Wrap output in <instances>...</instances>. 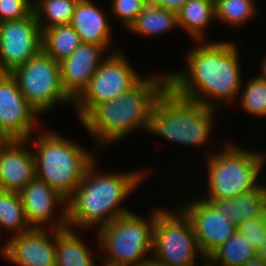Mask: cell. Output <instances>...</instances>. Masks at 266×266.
<instances>
[{"label": "cell", "instance_id": "obj_29", "mask_svg": "<svg viewBox=\"0 0 266 266\" xmlns=\"http://www.w3.org/2000/svg\"><path fill=\"white\" fill-rule=\"evenodd\" d=\"M110 15L122 23L126 30L136 20L137 15L148 4L147 0H111Z\"/></svg>", "mask_w": 266, "mask_h": 266}, {"label": "cell", "instance_id": "obj_32", "mask_svg": "<svg viewBox=\"0 0 266 266\" xmlns=\"http://www.w3.org/2000/svg\"><path fill=\"white\" fill-rule=\"evenodd\" d=\"M147 1L152 5L165 8L167 10H171L177 13L187 0H147Z\"/></svg>", "mask_w": 266, "mask_h": 266}, {"label": "cell", "instance_id": "obj_18", "mask_svg": "<svg viewBox=\"0 0 266 266\" xmlns=\"http://www.w3.org/2000/svg\"><path fill=\"white\" fill-rule=\"evenodd\" d=\"M107 14L92 0H78L70 25L82 43L97 45L108 51L113 29Z\"/></svg>", "mask_w": 266, "mask_h": 266}, {"label": "cell", "instance_id": "obj_14", "mask_svg": "<svg viewBox=\"0 0 266 266\" xmlns=\"http://www.w3.org/2000/svg\"><path fill=\"white\" fill-rule=\"evenodd\" d=\"M19 195L31 228L45 229L49 227L51 230L67 227V200L44 180L35 176L19 192ZM57 208L58 212H56Z\"/></svg>", "mask_w": 266, "mask_h": 266}, {"label": "cell", "instance_id": "obj_1", "mask_svg": "<svg viewBox=\"0 0 266 266\" xmlns=\"http://www.w3.org/2000/svg\"><path fill=\"white\" fill-rule=\"evenodd\" d=\"M194 44L184 54L186 69L167 73L168 87L179 97L216 109L221 110L222 104H234L245 80L241 77L237 44L230 40Z\"/></svg>", "mask_w": 266, "mask_h": 266}, {"label": "cell", "instance_id": "obj_31", "mask_svg": "<svg viewBox=\"0 0 266 266\" xmlns=\"http://www.w3.org/2000/svg\"><path fill=\"white\" fill-rule=\"evenodd\" d=\"M32 13V0H0V23L20 20Z\"/></svg>", "mask_w": 266, "mask_h": 266}, {"label": "cell", "instance_id": "obj_10", "mask_svg": "<svg viewBox=\"0 0 266 266\" xmlns=\"http://www.w3.org/2000/svg\"><path fill=\"white\" fill-rule=\"evenodd\" d=\"M122 51L114 50L98 66L87 87L73 101L81 121L96 105L115 99L134 88L143 78Z\"/></svg>", "mask_w": 266, "mask_h": 266}, {"label": "cell", "instance_id": "obj_30", "mask_svg": "<svg viewBox=\"0 0 266 266\" xmlns=\"http://www.w3.org/2000/svg\"><path fill=\"white\" fill-rule=\"evenodd\" d=\"M237 231L259 252L266 238V215L241 222L237 226Z\"/></svg>", "mask_w": 266, "mask_h": 266}, {"label": "cell", "instance_id": "obj_28", "mask_svg": "<svg viewBox=\"0 0 266 266\" xmlns=\"http://www.w3.org/2000/svg\"><path fill=\"white\" fill-rule=\"evenodd\" d=\"M240 91L237 100H240L239 105L243 108L242 110L253 117L266 118V81L255 75L244 87L241 86Z\"/></svg>", "mask_w": 266, "mask_h": 266}, {"label": "cell", "instance_id": "obj_3", "mask_svg": "<svg viewBox=\"0 0 266 266\" xmlns=\"http://www.w3.org/2000/svg\"><path fill=\"white\" fill-rule=\"evenodd\" d=\"M96 160L88 167L72 196L67 200V226L80 230L101 228L130 213L121 204L147 178L145 170L96 173Z\"/></svg>", "mask_w": 266, "mask_h": 266}, {"label": "cell", "instance_id": "obj_34", "mask_svg": "<svg viewBox=\"0 0 266 266\" xmlns=\"http://www.w3.org/2000/svg\"><path fill=\"white\" fill-rule=\"evenodd\" d=\"M260 62H262V63H260V65H259L260 68H258V69H260V70H259L260 72H258V73H260V74H257V75H258L260 78H262V79H264V80L266 81V56H265V58H263V60L260 61Z\"/></svg>", "mask_w": 266, "mask_h": 266}, {"label": "cell", "instance_id": "obj_23", "mask_svg": "<svg viewBox=\"0 0 266 266\" xmlns=\"http://www.w3.org/2000/svg\"><path fill=\"white\" fill-rule=\"evenodd\" d=\"M258 252L236 231L206 258L207 266H243Z\"/></svg>", "mask_w": 266, "mask_h": 266}, {"label": "cell", "instance_id": "obj_6", "mask_svg": "<svg viewBox=\"0 0 266 266\" xmlns=\"http://www.w3.org/2000/svg\"><path fill=\"white\" fill-rule=\"evenodd\" d=\"M225 146L218 152H207L205 190L208 192L203 196L205 200L233 199L242 192L257 188L266 175L262 169L266 154L262 151L247 150L230 142Z\"/></svg>", "mask_w": 266, "mask_h": 266}, {"label": "cell", "instance_id": "obj_26", "mask_svg": "<svg viewBox=\"0 0 266 266\" xmlns=\"http://www.w3.org/2000/svg\"><path fill=\"white\" fill-rule=\"evenodd\" d=\"M11 231L16 236L32 228L27 222L18 192L0 190V230Z\"/></svg>", "mask_w": 266, "mask_h": 266}, {"label": "cell", "instance_id": "obj_17", "mask_svg": "<svg viewBox=\"0 0 266 266\" xmlns=\"http://www.w3.org/2000/svg\"><path fill=\"white\" fill-rule=\"evenodd\" d=\"M105 52L103 47L81 43L69 57L59 62L62 87L73 101L87 87L98 66L106 58L103 55Z\"/></svg>", "mask_w": 266, "mask_h": 266}, {"label": "cell", "instance_id": "obj_15", "mask_svg": "<svg viewBox=\"0 0 266 266\" xmlns=\"http://www.w3.org/2000/svg\"><path fill=\"white\" fill-rule=\"evenodd\" d=\"M49 232L46 228H32L28 232L10 236L6 243L1 244L0 254L12 265L56 266V229Z\"/></svg>", "mask_w": 266, "mask_h": 266}, {"label": "cell", "instance_id": "obj_22", "mask_svg": "<svg viewBox=\"0 0 266 266\" xmlns=\"http://www.w3.org/2000/svg\"><path fill=\"white\" fill-rule=\"evenodd\" d=\"M176 28H179L176 12L148 3L127 30L151 39Z\"/></svg>", "mask_w": 266, "mask_h": 266}, {"label": "cell", "instance_id": "obj_25", "mask_svg": "<svg viewBox=\"0 0 266 266\" xmlns=\"http://www.w3.org/2000/svg\"><path fill=\"white\" fill-rule=\"evenodd\" d=\"M78 0H32L33 12L41 31L70 24Z\"/></svg>", "mask_w": 266, "mask_h": 266}, {"label": "cell", "instance_id": "obj_24", "mask_svg": "<svg viewBox=\"0 0 266 266\" xmlns=\"http://www.w3.org/2000/svg\"><path fill=\"white\" fill-rule=\"evenodd\" d=\"M81 43L79 35L70 24L42 31V50L57 62L69 57Z\"/></svg>", "mask_w": 266, "mask_h": 266}, {"label": "cell", "instance_id": "obj_35", "mask_svg": "<svg viewBox=\"0 0 266 266\" xmlns=\"http://www.w3.org/2000/svg\"><path fill=\"white\" fill-rule=\"evenodd\" d=\"M143 266H166L163 265L161 263L156 262L155 260H153L152 258L150 260H148Z\"/></svg>", "mask_w": 266, "mask_h": 266}, {"label": "cell", "instance_id": "obj_7", "mask_svg": "<svg viewBox=\"0 0 266 266\" xmlns=\"http://www.w3.org/2000/svg\"><path fill=\"white\" fill-rule=\"evenodd\" d=\"M160 209L151 208L147 219L130 212L98 228L97 248L104 254L97 256V261L106 266H143L152 258L153 231Z\"/></svg>", "mask_w": 266, "mask_h": 266}, {"label": "cell", "instance_id": "obj_33", "mask_svg": "<svg viewBox=\"0 0 266 266\" xmlns=\"http://www.w3.org/2000/svg\"><path fill=\"white\" fill-rule=\"evenodd\" d=\"M243 266H266V258L256 255L249 262L245 263Z\"/></svg>", "mask_w": 266, "mask_h": 266}, {"label": "cell", "instance_id": "obj_8", "mask_svg": "<svg viewBox=\"0 0 266 266\" xmlns=\"http://www.w3.org/2000/svg\"><path fill=\"white\" fill-rule=\"evenodd\" d=\"M166 208L156 213L153 231L152 259L166 266H199L198 255L203 257L197 245L192 224L178 207ZM197 264V265H196Z\"/></svg>", "mask_w": 266, "mask_h": 266}, {"label": "cell", "instance_id": "obj_11", "mask_svg": "<svg viewBox=\"0 0 266 266\" xmlns=\"http://www.w3.org/2000/svg\"><path fill=\"white\" fill-rule=\"evenodd\" d=\"M39 117L21 93L15 78L9 72H0V138L28 140L36 133Z\"/></svg>", "mask_w": 266, "mask_h": 266}, {"label": "cell", "instance_id": "obj_13", "mask_svg": "<svg viewBox=\"0 0 266 266\" xmlns=\"http://www.w3.org/2000/svg\"><path fill=\"white\" fill-rule=\"evenodd\" d=\"M195 198L178 207L190 220L199 250L206 259L237 231V226L221 215L211 202L201 196Z\"/></svg>", "mask_w": 266, "mask_h": 266}, {"label": "cell", "instance_id": "obj_4", "mask_svg": "<svg viewBox=\"0 0 266 266\" xmlns=\"http://www.w3.org/2000/svg\"><path fill=\"white\" fill-rule=\"evenodd\" d=\"M36 133L28 139L35 160V176L68 200L95 161V155L52 130L42 128Z\"/></svg>", "mask_w": 266, "mask_h": 266}, {"label": "cell", "instance_id": "obj_21", "mask_svg": "<svg viewBox=\"0 0 266 266\" xmlns=\"http://www.w3.org/2000/svg\"><path fill=\"white\" fill-rule=\"evenodd\" d=\"M74 230L68 226L56 229V266H98L93 252Z\"/></svg>", "mask_w": 266, "mask_h": 266}, {"label": "cell", "instance_id": "obj_19", "mask_svg": "<svg viewBox=\"0 0 266 266\" xmlns=\"http://www.w3.org/2000/svg\"><path fill=\"white\" fill-rule=\"evenodd\" d=\"M221 215L238 226L245 220L257 219L266 215V184L242 192L233 199L207 200Z\"/></svg>", "mask_w": 266, "mask_h": 266}, {"label": "cell", "instance_id": "obj_27", "mask_svg": "<svg viewBox=\"0 0 266 266\" xmlns=\"http://www.w3.org/2000/svg\"><path fill=\"white\" fill-rule=\"evenodd\" d=\"M254 0H215L216 19L229 27H241L258 12Z\"/></svg>", "mask_w": 266, "mask_h": 266}, {"label": "cell", "instance_id": "obj_16", "mask_svg": "<svg viewBox=\"0 0 266 266\" xmlns=\"http://www.w3.org/2000/svg\"><path fill=\"white\" fill-rule=\"evenodd\" d=\"M28 140L0 143V190L22 191L35 177V160Z\"/></svg>", "mask_w": 266, "mask_h": 266}, {"label": "cell", "instance_id": "obj_2", "mask_svg": "<svg viewBox=\"0 0 266 266\" xmlns=\"http://www.w3.org/2000/svg\"><path fill=\"white\" fill-rule=\"evenodd\" d=\"M161 73L145 76L130 91L96 105L80 121L96 141L94 148L118 143L134 131H148L152 106L168 87V74Z\"/></svg>", "mask_w": 266, "mask_h": 266}, {"label": "cell", "instance_id": "obj_12", "mask_svg": "<svg viewBox=\"0 0 266 266\" xmlns=\"http://www.w3.org/2000/svg\"><path fill=\"white\" fill-rule=\"evenodd\" d=\"M42 50V31L34 12L0 23V72H11Z\"/></svg>", "mask_w": 266, "mask_h": 266}, {"label": "cell", "instance_id": "obj_36", "mask_svg": "<svg viewBox=\"0 0 266 266\" xmlns=\"http://www.w3.org/2000/svg\"><path fill=\"white\" fill-rule=\"evenodd\" d=\"M258 255H260L263 258H266V238H265V243L263 244L261 250L258 252Z\"/></svg>", "mask_w": 266, "mask_h": 266}, {"label": "cell", "instance_id": "obj_5", "mask_svg": "<svg viewBox=\"0 0 266 266\" xmlns=\"http://www.w3.org/2000/svg\"><path fill=\"white\" fill-rule=\"evenodd\" d=\"M217 110L179 97L167 87L152 106L147 133L178 145L204 148L211 141Z\"/></svg>", "mask_w": 266, "mask_h": 266}, {"label": "cell", "instance_id": "obj_9", "mask_svg": "<svg viewBox=\"0 0 266 266\" xmlns=\"http://www.w3.org/2000/svg\"><path fill=\"white\" fill-rule=\"evenodd\" d=\"M10 74L28 104L41 116L57 104L73 105L61 83L60 63L43 50L26 63L15 67Z\"/></svg>", "mask_w": 266, "mask_h": 266}, {"label": "cell", "instance_id": "obj_20", "mask_svg": "<svg viewBox=\"0 0 266 266\" xmlns=\"http://www.w3.org/2000/svg\"><path fill=\"white\" fill-rule=\"evenodd\" d=\"M177 15L179 28L186 31L193 41H207L208 33L205 31L216 19L215 0H187Z\"/></svg>", "mask_w": 266, "mask_h": 266}]
</instances>
